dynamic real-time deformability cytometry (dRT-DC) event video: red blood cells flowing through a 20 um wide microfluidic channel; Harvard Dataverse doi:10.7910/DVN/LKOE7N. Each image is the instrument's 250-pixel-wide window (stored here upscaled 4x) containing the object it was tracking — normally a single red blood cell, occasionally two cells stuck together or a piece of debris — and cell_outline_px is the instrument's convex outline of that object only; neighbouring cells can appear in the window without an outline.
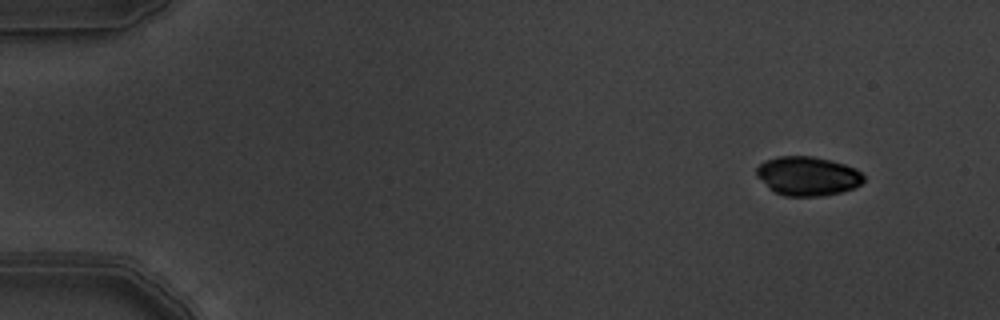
{"species": "common noctule bat (a hibernating species)", "species_latin": "Nyctalus noctula", "temperature_condition": "warm", "stored_images_in_passage": 5, "segment_of_instrument_passage": [1, 2], "camera_frame_rate_fps": 3000, "um_per_image_px": 0.085, "animal": {"sex": "male", "body_mass_g": 19.5, "forearm_length_mm": 54.6}, "frame": {"image": 1, "passage_image": 1, "time_ms": 0.0, "image_size_px": [1000, 320], "cell_outline_px": [[864, 180], [860, 184], [852, 188], [840, 192], [820, 196], [784, 196], [768, 188], [756, 176], [756, 168], [764, 160], [776, 156], [812, 156], [832, 160], [856, 168], [864, 176]], "centroid_in_image_um": [68.62, 14.95], "position_along_channel_um": 16.4, "area_um2": 24.51}}
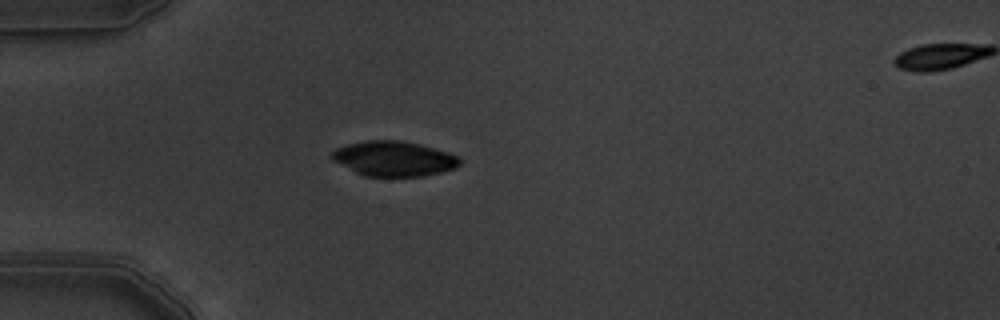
{"frame": {"image": 2, "passage_image": 4, "time_ms": 1.0, "image_size_px": [1000, 320], "cell_outline_px": [[460, 164], [456, 168], [424, 176], [364, 176], [332, 160], [332, 152], [336, 148], [348, 144], [364, 140], [400, 140], [448, 152], [460, 156]], "centroid_in_image_um": [33.48, 13.48], "position_along_channel_um": 51.5, "area_um2": 25.89}}